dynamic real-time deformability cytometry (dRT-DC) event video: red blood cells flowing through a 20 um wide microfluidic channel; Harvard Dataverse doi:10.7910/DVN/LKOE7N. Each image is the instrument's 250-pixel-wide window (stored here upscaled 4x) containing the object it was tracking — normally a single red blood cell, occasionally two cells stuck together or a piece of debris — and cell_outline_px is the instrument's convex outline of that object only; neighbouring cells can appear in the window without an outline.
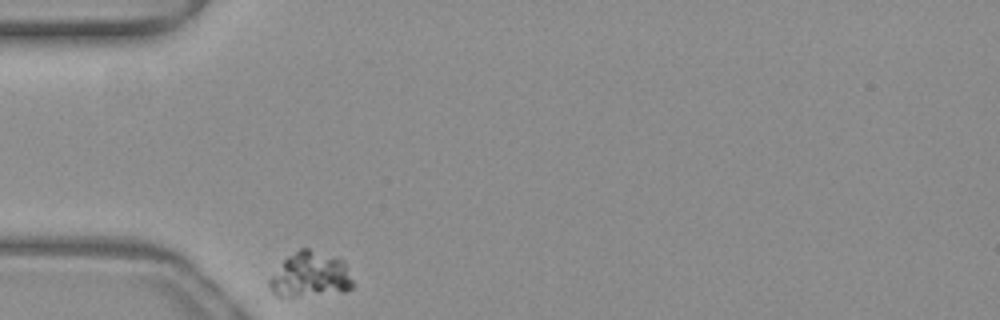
{"species": "common noctule bat (a hibernating species)", "species_latin": "Nyctalus noctula", "temperature_condition": "warm", "stored_images_in_passage": 34, "camera_frame_rate_fps": 3000, "um_per_image_px": 0.085, "animal": {"sex": "female", "body_mass_g": 19.3, "forearm_length_mm": 54.1}, "frame": {"image": 1, "passage_image": 1, "time_ms": 0.0, "image_size_px": [1000, 320], "cell_outline_px": [[352, 288], [344, 292], [292, 296], [276, 296], [272, 292], [268, 284], [268, 280], [284, 260], [288, 256], [300, 248], [308, 248], [344, 260], [352, 280]], "centroid_in_image_um": [26.37, 23.36], "position_along_channel_um": 58.6, "area_um2": 21.73}}
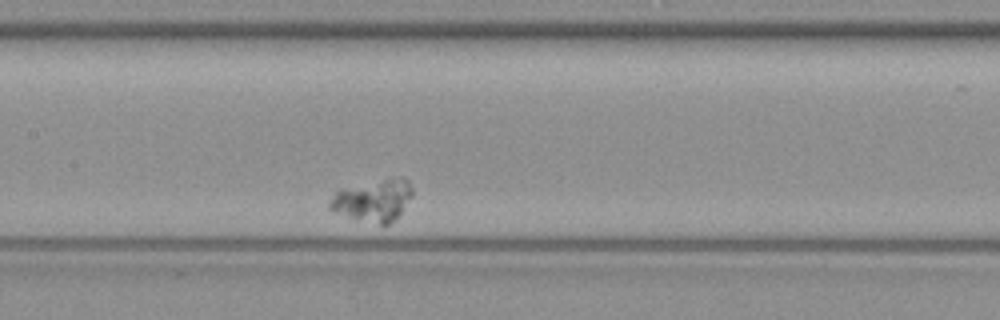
{"frame": {"image": 2, "passage_image": 14, "time_ms": 4.333, "image_size_px": [1000, 320], "cell_outline_px": [[412, 196], [400, 212], [384, 228], [356, 220], [332, 212], [328, 208], [328, 204], [332, 196], [336, 192], [400, 176], [408, 180], [412, 188]], "centroid_in_image_um": [31.72, 17.11], "position_along_channel_um": 175.7, "area_um2": 19.88}}
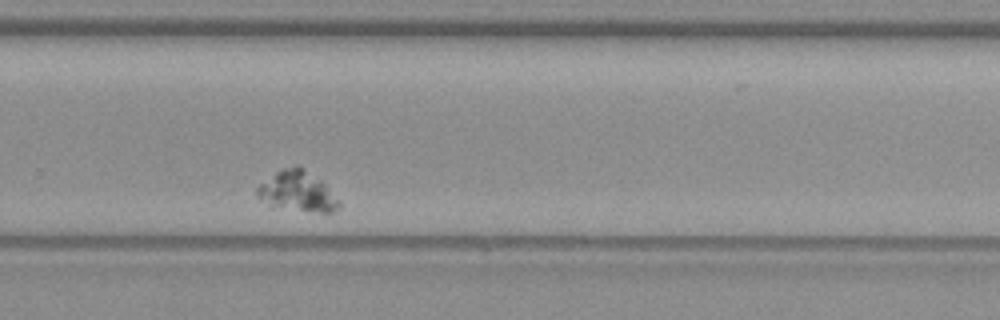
{"frame": {"image": 3, "passage_image": 26, "time_ms": 8.333, "image_size_px": [1000, 320], "cell_outline_px": [[340, 204], [332, 212], [320, 212], [268, 204], [260, 200], [256, 196], [256, 188], [260, 184], [276, 172], [284, 168], [296, 164], [304, 168], [324, 184]], "centroid_in_image_um": [25.22, 16.23], "position_along_channel_um": 304.6, "area_um2": 18.32}}